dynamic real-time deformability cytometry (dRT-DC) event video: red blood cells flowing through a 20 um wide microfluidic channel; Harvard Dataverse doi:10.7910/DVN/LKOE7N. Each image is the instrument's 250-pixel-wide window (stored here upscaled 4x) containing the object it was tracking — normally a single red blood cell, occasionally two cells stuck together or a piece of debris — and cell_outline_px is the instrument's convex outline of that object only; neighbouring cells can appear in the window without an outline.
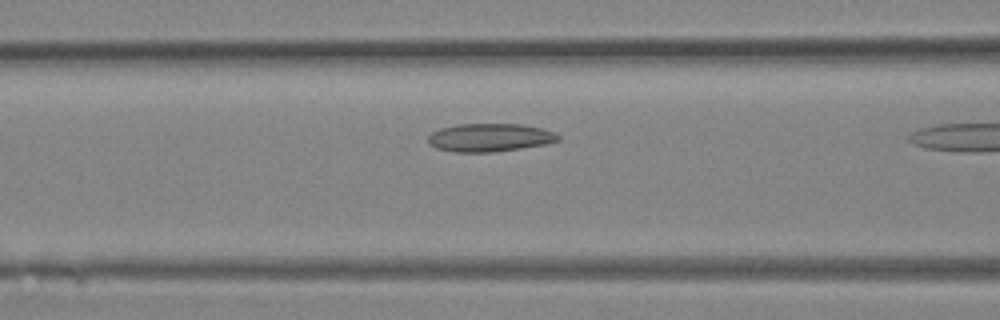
{"species": "Egyptian fruit bat (a non-hibernating species)", "species_latin": "Rousettus aegyptiacus", "temperature_condition": "room temperature", "stored_images_in_passage": 9, "camera_frame_rate_fps": 3000, "um_per_image_px": 0.085, "animal": {"sex": "female"}, "frame": {"image": 1, "passage_image": 8, "time_ms": 2.333, "image_size_px": [1000, 320], "cell_outline_px": [[560, 140], [544, 144], [496, 152], [452, 152], [436, 148], [428, 144], [428, 136], [432, 132], [440, 128], [456, 124], [520, 124], [540, 128], [556, 132], [560, 136]], "centroid_in_image_um": [41.6, 11.69], "position_along_channel_um": 125.0, "area_um2": 21.44}}